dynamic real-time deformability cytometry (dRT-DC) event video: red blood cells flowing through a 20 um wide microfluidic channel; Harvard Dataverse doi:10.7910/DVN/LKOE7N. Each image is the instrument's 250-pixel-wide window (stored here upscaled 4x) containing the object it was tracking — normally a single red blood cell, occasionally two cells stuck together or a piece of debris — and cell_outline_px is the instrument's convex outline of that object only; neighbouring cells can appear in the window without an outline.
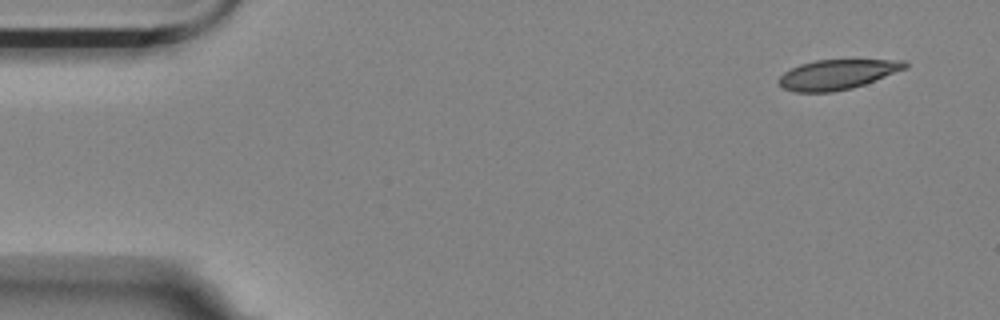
{"species": "Egyptian fruit bat (a non-hibernating species)", "species_latin": "Rousettus aegyptiacus", "temperature_condition": "room temperature", "stored_images_in_passage": 9, "camera_frame_rate_fps": 3000, "um_per_image_px": 0.085, "animal": {"sex": "female"}, "frame": {"image": 1, "passage_image": 1, "time_ms": 0.0, "image_size_px": [1000, 320], "cell_outline_px": [[908, 68], [864, 84], [852, 88], [832, 92], [792, 92], [784, 88], [776, 80], [784, 72], [800, 64], [816, 60], [904, 60], [908, 64]], "centroid_in_image_um": [71.16, 6.33], "position_along_channel_um": 13.8, "area_um2": 21.91}}
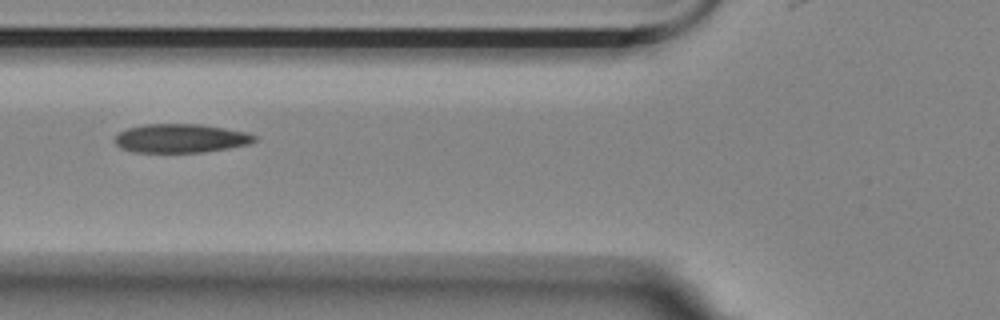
{"frame": {"image": 2, "passage_image": 6, "time_ms": 5.667, "image_size_px": [1000, 320], "cell_outline_px": [[256, 140], [248, 144], [228, 148], [204, 152], [136, 152], [120, 148], [112, 140], [120, 132], [128, 128], [144, 124], [200, 124], [248, 132], [256, 136]], "centroid_in_image_um": [15.35, 11.75], "position_along_channel_um": 110.5, "area_um2": 23.41}}
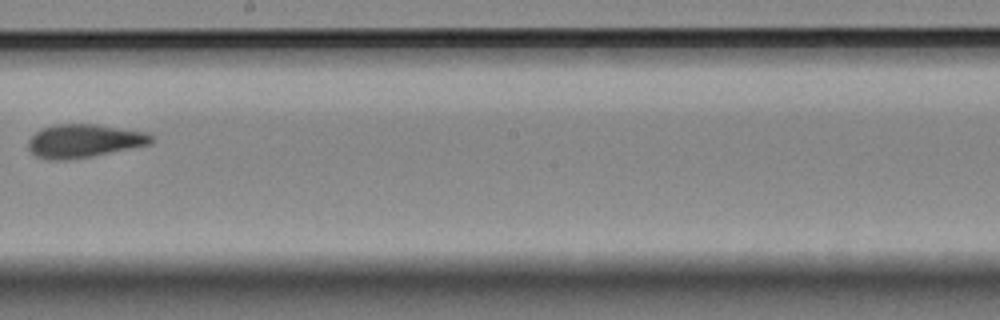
{"frame": {"image": 3, "passage_image": 9, "time_ms": 9.333, "image_size_px": [1000, 320], "cell_outline_px": [[156, 140], [152, 144], [92, 156], [60, 160], [52, 160], [36, 156], [28, 148], [28, 140], [40, 128], [56, 124], [96, 124], [148, 132], [156, 136]], "centroid_in_image_um": [7.2, 11.96], "position_along_channel_um": 241.0, "area_um2": 24.1}}